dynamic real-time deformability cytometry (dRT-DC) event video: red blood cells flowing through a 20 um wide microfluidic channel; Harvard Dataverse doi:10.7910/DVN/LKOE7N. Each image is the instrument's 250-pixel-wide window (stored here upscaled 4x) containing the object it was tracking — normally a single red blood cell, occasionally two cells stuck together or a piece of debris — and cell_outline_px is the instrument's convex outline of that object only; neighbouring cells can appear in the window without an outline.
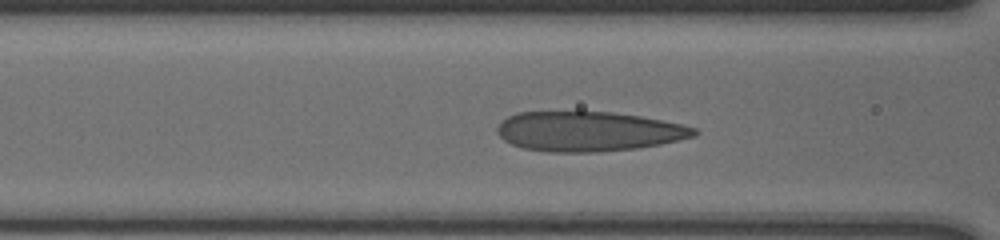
{"species": "human", "species_latin": "Homo sapiens", "temperature_condition": "cold", "stored_images_in_passage": 19, "camera_frame_rate_fps": 3000, "um_per_image_px": 0.085, "donor": {"sex": "male"}, "frame": {"image": 1, "passage_image": 6, "time_ms": 1.667, "image_size_px": [1000, 240], "cell_outline_px": [[700, 132], [696, 136], [660, 144], [640, 148], [596, 152], [548, 152], [524, 148], [512, 144], [504, 140], [496, 132], [496, 128], [508, 116], [516, 112], [612, 112], [640, 116], [680, 124], [696, 128]], "centroid_in_image_um": [50.03, 11.17], "position_along_channel_um": 116.6, "area_um2": 45.6}}
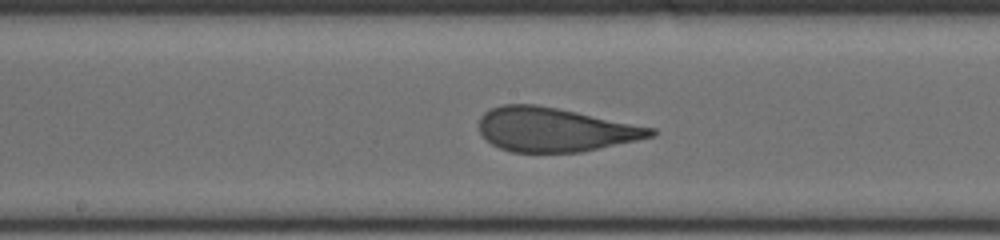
{"frame": {"image": 2, "passage_image": 13, "time_ms": 4.0, "image_size_px": [1000, 240], "cell_outline_px": [[656, 132], [652, 136], [636, 140], [580, 152], [512, 152], [500, 148], [492, 144], [480, 132], [480, 116], [484, 112], [492, 108], [504, 104], [536, 104], [656, 128]], "centroid_in_image_um": [47.14, 11.01], "position_along_channel_um": 201.1, "area_um2": 43.52}}
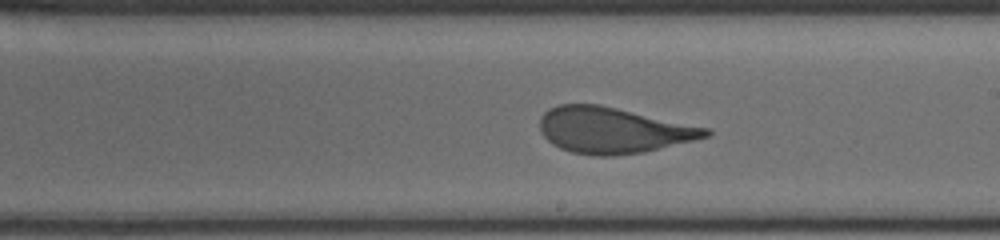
{"frame": {"image": 3, "passage_image": 16, "time_ms": 5.0, "image_size_px": [1000, 240], "cell_outline_px": [[712, 132], [708, 136], [644, 152], [612, 156], [592, 156], [572, 152], [560, 148], [552, 144], [540, 132], [540, 116], [548, 108], [560, 104], [600, 104], [708, 128]], "centroid_in_image_um": [52.05, 11.07], "position_along_channel_um": 237.0, "area_um2": 44.27}}